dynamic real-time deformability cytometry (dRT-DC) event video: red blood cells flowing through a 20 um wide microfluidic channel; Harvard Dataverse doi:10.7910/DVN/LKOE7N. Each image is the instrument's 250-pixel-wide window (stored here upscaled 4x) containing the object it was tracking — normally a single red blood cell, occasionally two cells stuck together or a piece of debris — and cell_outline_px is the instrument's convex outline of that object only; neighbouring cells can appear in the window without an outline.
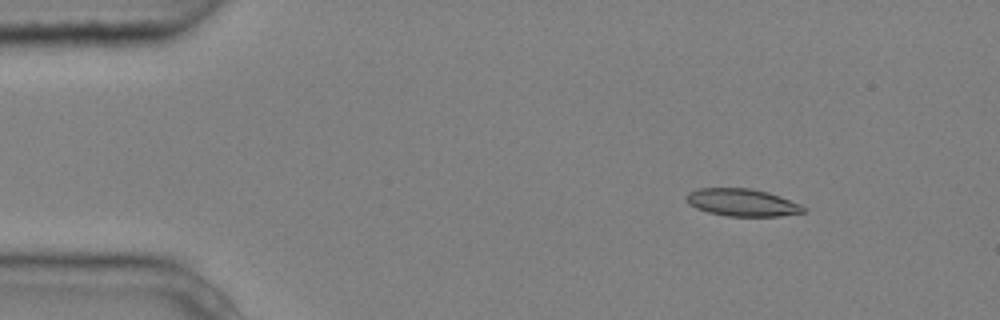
{"species": "common noctule bat (a hibernating species)", "species_latin": "Nyctalus noctula", "temperature_condition": "cold", "stored_images_in_passage": 9, "camera_frame_rate_fps": 3000, "um_per_image_px": 0.085, "animal": {"sex": "male", "body_mass_g": 20.4}, "frame": {"image": 1, "passage_image": 2, "time_ms": 0.333, "image_size_px": [1000, 320], "cell_outline_px": [[808, 212], [780, 216], [728, 216], [708, 212], [696, 208], [688, 204], [684, 196], [688, 192], [700, 188], [748, 188], [768, 192], [780, 196], [800, 204], [808, 208]], "centroid_in_image_um": [63.1, 17.21], "position_along_channel_um": 21.9, "area_um2": 18.9}}
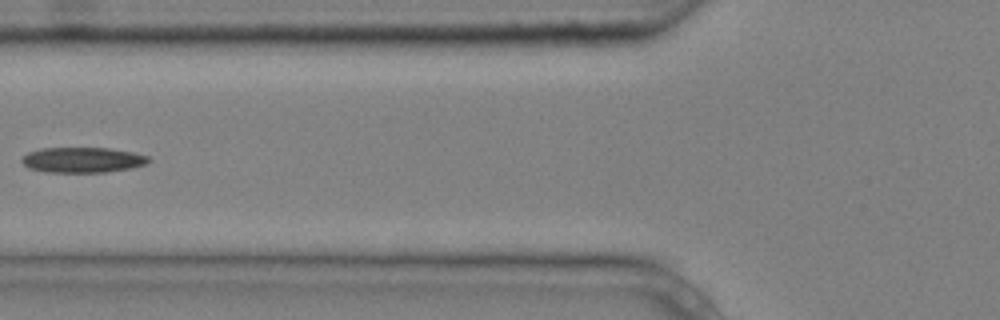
{"frame": {"image": 2, "passage_image": 6, "time_ms": 1.667, "image_size_px": [1000, 320], "cell_outline_px": [[152, 160], [148, 164], [128, 168], [104, 172], [44, 172], [28, 168], [20, 160], [28, 152], [40, 148], [108, 148], [132, 152], [148, 156]], "centroid_in_image_um": [7.01, 13.59], "position_along_channel_um": 118.8, "area_um2": 18.73}}